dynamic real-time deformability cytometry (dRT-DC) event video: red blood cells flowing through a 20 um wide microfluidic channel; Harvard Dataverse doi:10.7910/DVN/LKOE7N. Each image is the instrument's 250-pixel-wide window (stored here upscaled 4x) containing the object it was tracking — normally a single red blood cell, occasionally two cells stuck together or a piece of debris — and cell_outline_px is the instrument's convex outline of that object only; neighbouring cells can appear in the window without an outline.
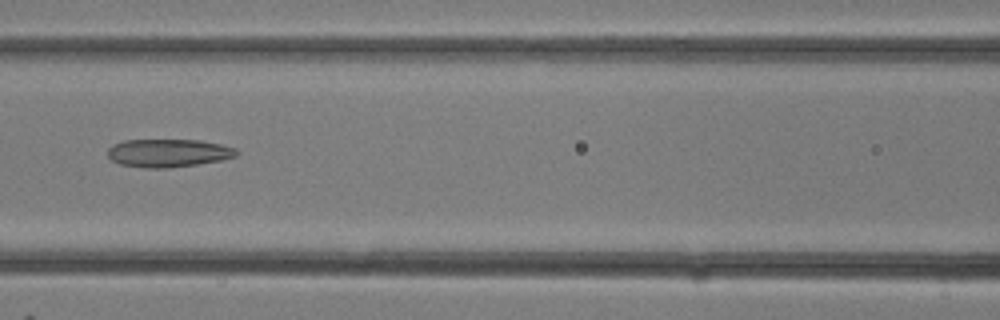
{"species": "common noctule bat (a hibernating species)", "species_latin": "Nyctalus noctula", "temperature_condition": "room temperature", "stored_images_in_passage": 32, "camera_frame_rate_fps": 3000, "um_per_image_px": 0.085, "animal": {"sex": "female"}, "frame": {"image": 1, "passage_image": 14, "time_ms": 4.333, "image_size_px": [1000, 320], "cell_outline_px": [[240, 152], [236, 156], [224, 160], [168, 168], [144, 168], [120, 164], [112, 160], [108, 156], [108, 148], [112, 144], [124, 140], [200, 140], [220, 144], [236, 148]], "centroid_in_image_um": [14.32, 13.0], "position_along_channel_um": 152.3, "area_um2": 21.21}}
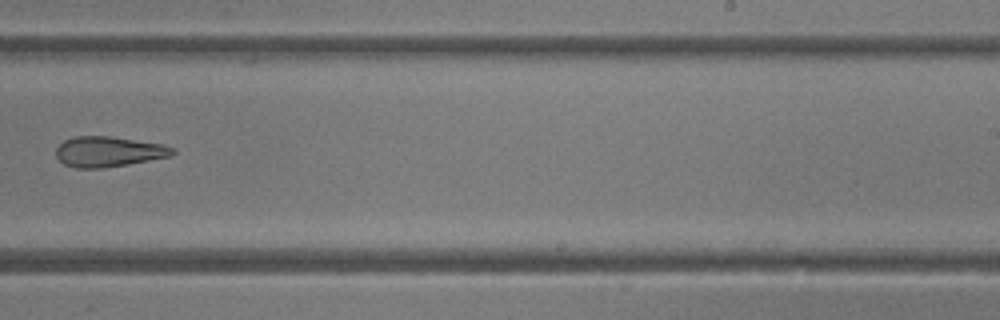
{"frame": {"image": 2, "passage_image": 20, "time_ms": 6.333, "image_size_px": [1000, 320], "cell_outline_px": [[176, 152], [172, 156], [128, 164], [100, 168], [76, 168], [64, 164], [56, 156], [56, 148], [64, 140], [72, 136], [108, 136], [164, 144], [172, 148]], "centroid_in_image_um": [9.22, 12.88], "position_along_channel_um": 279.8, "area_um2": 20.58}}
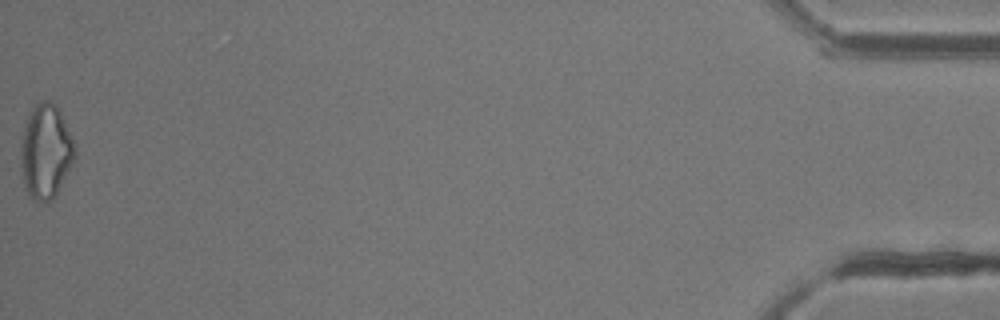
{"frame": {"image": 3, "passage_image": 32, "time_ms": 10.333, "image_size_px": [1000, 320], "cell_outline_px": [[76, 156], [56, 196], [52, 200], [40, 204], [32, 200], [24, 184], [20, 164], [20, 148], [24, 128], [28, 112], [36, 104], [44, 100], [48, 100], [56, 104], [60, 112], [76, 148]], "centroid_in_image_um": [3.87, 12.91], "position_along_channel_um": 431.3, "area_um2": 29.94}}